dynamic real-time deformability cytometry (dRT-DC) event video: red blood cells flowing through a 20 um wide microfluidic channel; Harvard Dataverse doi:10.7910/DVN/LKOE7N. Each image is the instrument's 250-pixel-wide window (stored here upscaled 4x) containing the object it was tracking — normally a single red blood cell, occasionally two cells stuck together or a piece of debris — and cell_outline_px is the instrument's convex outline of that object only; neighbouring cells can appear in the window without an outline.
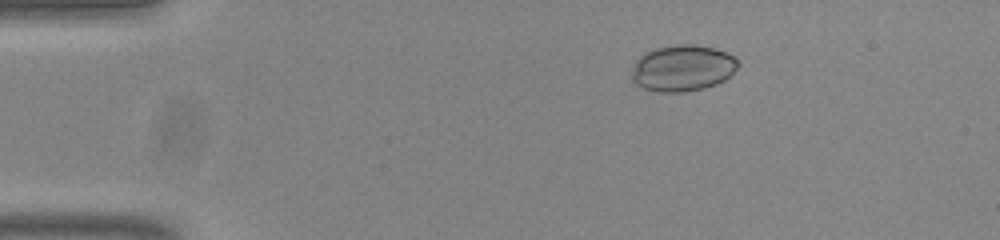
{"species": "common noctule bat (a hibernating species)", "species_latin": "Nyctalus noctula", "temperature_condition": "room temperature", "stored_images_in_passage": 55, "camera_frame_rate_fps": 3000, "um_per_image_px": 0.085, "animal": {"sex": "male", "body_mass_g": 20.0, "forearm_length_mm": 53.3}, "frame": {"image": 1, "passage_image": 10, "time_ms": 3.0, "image_size_px": [1000, 240], "cell_outline_px": [[740, 64], [724, 80], [716, 84], [704, 88], [680, 92], [660, 92], [644, 88], [636, 84], [632, 80], [632, 72], [636, 60], [640, 56], [656, 48], [676, 44], [696, 44], [712, 48], [724, 52], [740, 60]], "centroid_in_image_um": [58.02, 5.79], "position_along_channel_um": 27.0, "area_um2": 28.44}}
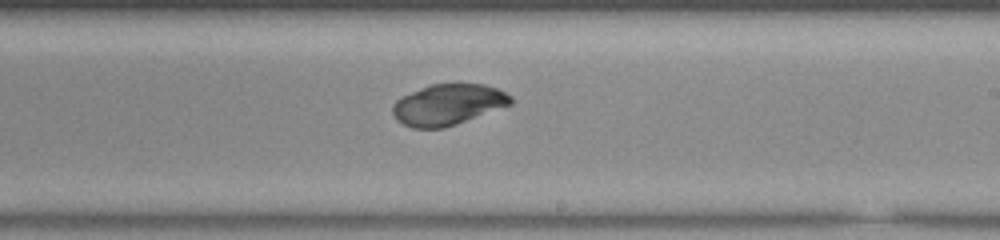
{"frame": {"image": 2, "passage_image": 33, "time_ms": 10.667, "image_size_px": [1000, 240], "cell_outline_px": [[512, 104], [456, 124], [444, 128], [412, 128], [396, 120], [392, 112], [392, 104], [400, 96], [420, 88], [432, 84], [484, 84], [496, 88], [512, 96]], "centroid_in_image_um": [38.04, 8.89], "position_along_channel_um": 251.0, "area_um2": 28.15}}
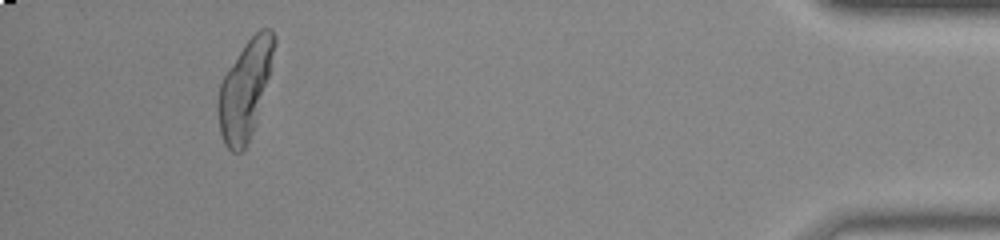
{"frame": {"image": 3, "passage_image": 51, "time_ms": 16.667, "image_size_px": [1000, 240], "cell_outline_px": [[276, 44], [268, 76], [252, 132], [244, 148], [240, 152], [232, 152], [224, 144], [220, 132], [220, 84], [224, 76], [244, 44], [260, 28], [272, 28], [276, 36]], "centroid_in_image_um": [20.85, 7.55], "position_along_channel_um": 414.3, "area_um2": 30.75}, "authors_computed_cell_mechanics": {"area_um2": 29.0734, "velocity_mm_per_s": 3.8053, "shape_relaxation_time_tau1_ms": null, "shape_relaxation_time_tau2_ms": 1.4608, "deformation_change_tau1": null, "deformation_change_tau2": 0.0218}}